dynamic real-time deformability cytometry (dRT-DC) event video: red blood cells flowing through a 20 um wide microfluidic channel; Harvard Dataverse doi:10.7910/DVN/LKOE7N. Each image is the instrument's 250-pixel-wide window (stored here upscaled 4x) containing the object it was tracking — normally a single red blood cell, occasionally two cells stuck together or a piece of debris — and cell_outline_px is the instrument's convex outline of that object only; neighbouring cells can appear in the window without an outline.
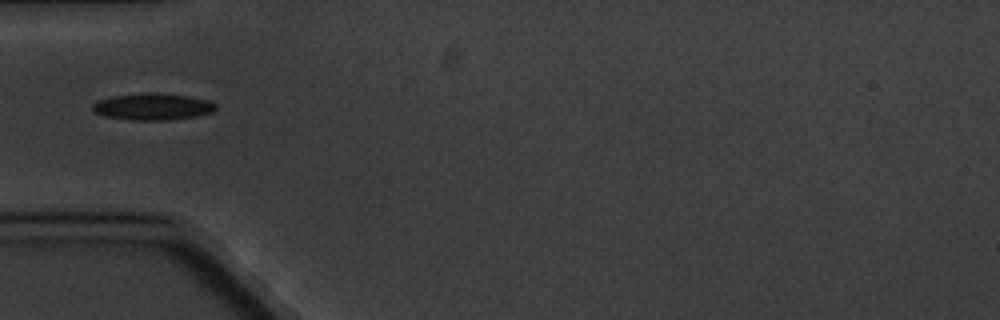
{"species": "common noctule bat (a hibernating species)", "species_latin": "Nyctalus noctula", "temperature_condition": "cold", "stored_images_in_passage": 11, "camera_frame_rate_fps": 3000, "um_per_image_px": 0.085, "animal": {"sex": "male", "body_mass_g": 20.1, "forearm_length_mm": 53.5}, "frame": {"image": 1, "passage_image": 5, "time_ms": 5.667, "image_size_px": [1000, 320], "cell_outline_px": [[216, 108], [212, 112], [196, 116], [168, 120], [128, 120], [104, 116], [92, 112], [92, 104], [96, 100], [112, 96], [148, 92], [156, 92], [188, 96], [208, 100], [216, 104]], "centroid_in_image_um": [12.93, 9.06], "position_along_channel_um": 72.1, "area_um2": 19.42}}
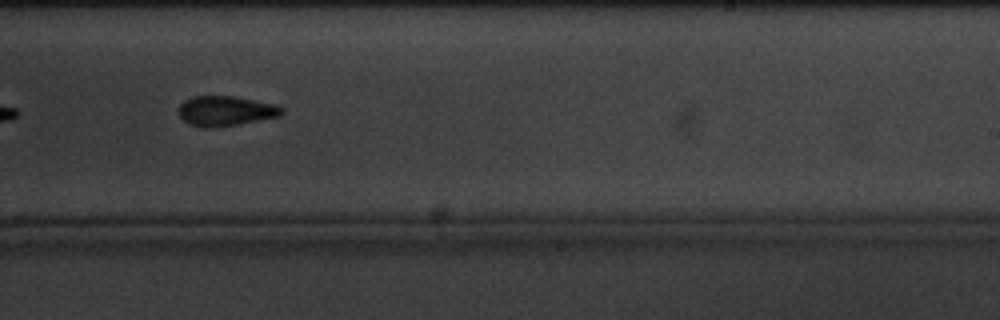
{"frame": {"image": 2, "passage_image": 10, "time_ms": 11.667, "image_size_px": [1000, 320], "cell_outline_px": [[284, 112], [280, 116], [236, 124], [208, 128], [204, 128], [188, 124], [180, 116], [180, 104], [184, 100], [192, 96], [232, 96], [276, 104], [284, 108]], "centroid_in_image_um": [19.18, 9.42], "position_along_channel_um": 269.8, "area_um2": 17.86}}